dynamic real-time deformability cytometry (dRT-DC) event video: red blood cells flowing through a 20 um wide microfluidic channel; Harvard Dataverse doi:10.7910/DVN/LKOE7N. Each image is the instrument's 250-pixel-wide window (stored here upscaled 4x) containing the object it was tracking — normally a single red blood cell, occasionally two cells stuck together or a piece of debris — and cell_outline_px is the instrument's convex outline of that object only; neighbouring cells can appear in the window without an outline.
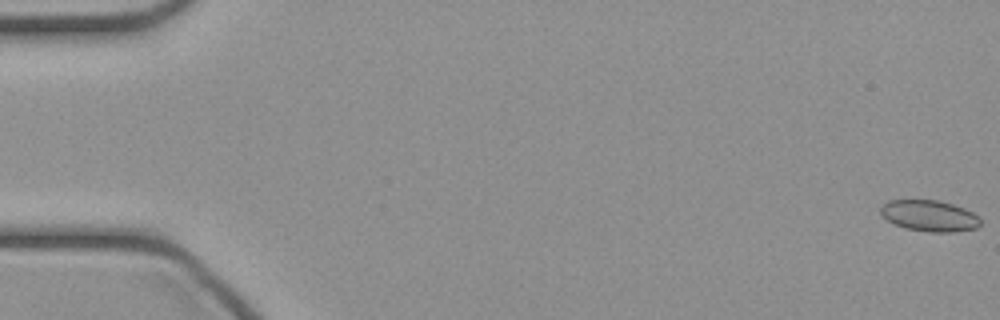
{"species": "common noctule bat (a hibernating species)", "species_latin": "Nyctalus noctula", "temperature_condition": "cold", "stored_images_in_passage": 47, "camera_frame_rate_fps": 3000, "um_per_image_px": 0.085, "animal": {"sex": "female", "body_mass_g": 21.9}, "frame": {"image": 1, "passage_image": 1, "time_ms": 0.0, "image_size_px": [1000, 320], "cell_outline_px": [[980, 224], [976, 228], [956, 232], [928, 232], [908, 228], [896, 224], [888, 220], [880, 212], [880, 208], [888, 200], [940, 200], [964, 208], [980, 216]], "centroid_in_image_um": [79.04, 18.34], "position_along_channel_um": 6.0, "area_um2": 18.03}}
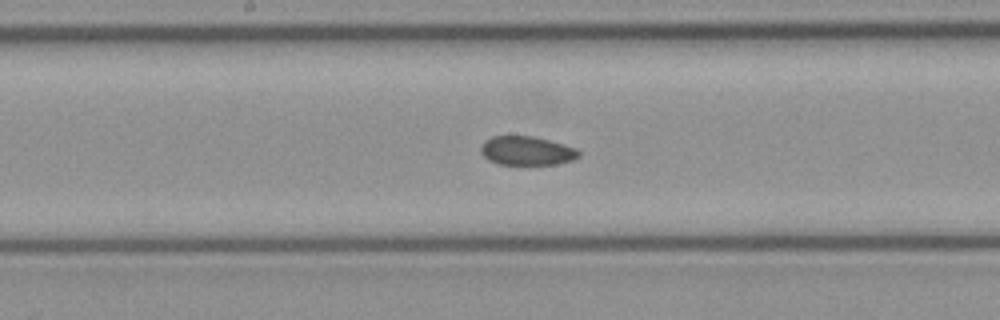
{"frame": {"image": 2, "passage_image": 25, "time_ms": 8.0, "image_size_px": [1000, 320], "cell_outline_px": [[580, 156], [572, 160], [556, 164], [496, 164], [488, 160], [480, 152], [480, 144], [484, 140], [492, 136], [532, 136], [564, 144], [576, 148], [580, 152]], "centroid_in_image_um": [44.74, 12.81], "position_along_channel_um": 203.5, "area_um2": 16.59}}
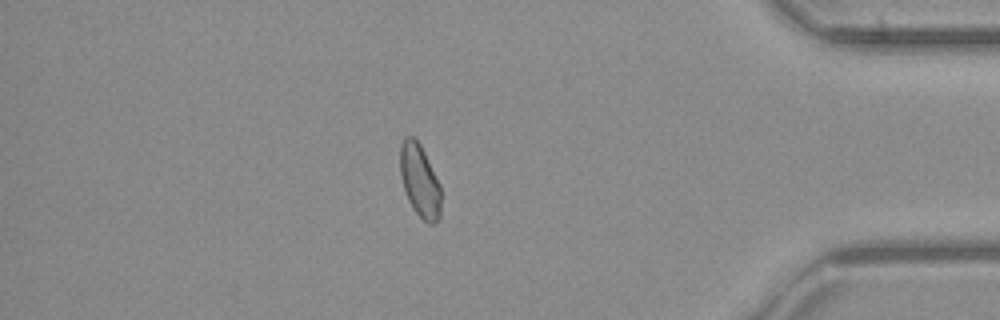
{"frame": {"image": 3, "passage_image": 41, "time_ms": 13.333, "image_size_px": [1000, 320], "cell_outline_px": [[440, 220], [432, 224], [428, 224], [412, 208], [408, 200], [400, 176], [400, 144], [404, 136], [412, 136], [420, 144], [440, 184]], "centroid_in_image_um": [35.67, 15.36], "position_along_channel_um": 399.5, "area_um2": 17.34}}